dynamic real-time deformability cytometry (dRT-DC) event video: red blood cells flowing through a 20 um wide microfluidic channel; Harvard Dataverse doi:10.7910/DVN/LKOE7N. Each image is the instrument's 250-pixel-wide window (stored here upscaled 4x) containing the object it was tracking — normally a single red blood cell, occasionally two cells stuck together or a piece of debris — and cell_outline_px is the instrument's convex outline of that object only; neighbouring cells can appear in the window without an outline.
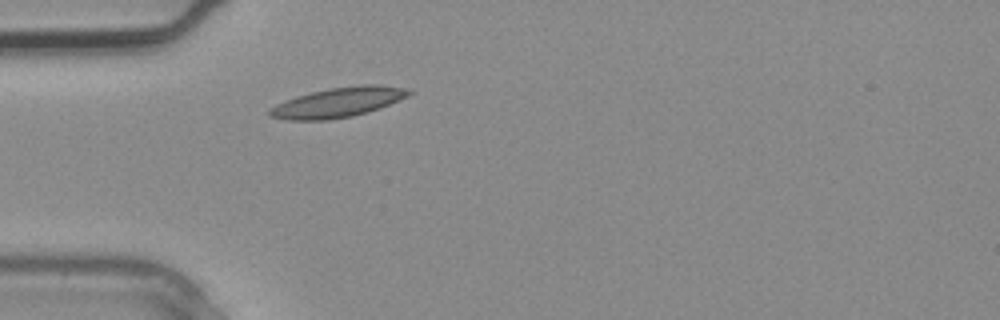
{"species": "common noctule bat (a hibernating species)", "species_latin": "Nyctalus noctula", "temperature_condition": "warm", "stored_images_in_passage": 1, "camera_frame_rate_fps": 3000, "um_per_image_px": 0.085, "animal": {"sex": "male", "body_mass_g": 20.4}, "frame": {"image": 1, "passage_image": 1, "time_ms": 0.0, "image_size_px": [1000, 320], "cell_outline_px": [[412, 92], [408, 96], [380, 108], [368, 112], [352, 116], [328, 120], [288, 120], [268, 116], [268, 112], [276, 104], [296, 96], [328, 88], [364, 84], [376, 84], [404, 88]], "centroid_in_image_um": [28.73, 8.7], "position_along_channel_um": 56.3, "area_um2": 24.04}}